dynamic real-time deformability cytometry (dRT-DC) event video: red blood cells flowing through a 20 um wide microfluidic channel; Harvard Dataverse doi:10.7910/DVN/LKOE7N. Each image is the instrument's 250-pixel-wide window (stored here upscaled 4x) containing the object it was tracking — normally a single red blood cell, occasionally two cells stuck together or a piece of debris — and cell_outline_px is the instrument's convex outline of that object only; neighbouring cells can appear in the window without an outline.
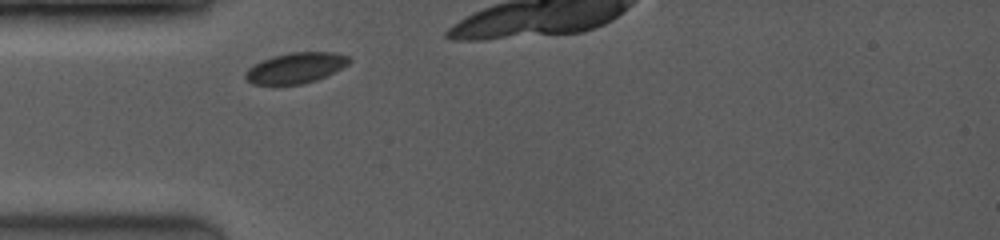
{"species": "common noctule bat (a hibernating species)", "species_latin": "Nyctalus noctula", "temperature_condition": "room temperature", "stored_images_in_passage": 3, "camera_frame_rate_fps": 3500, "um_per_image_px": 0.085, "animal": {"sex": "female", "body_mass_g": 19.0, "forearm_length_mm": 53.3}, "frame": {"image": 1, "passage_image": 1, "time_ms": 0.0, "image_size_px": [1000, 240], "cell_outline_px": [[352, 60], [348, 64], [316, 80], [304, 84], [252, 84], [244, 76], [244, 72], [248, 68], [272, 56], [288, 52], [332, 52], [348, 56]], "centroid_in_image_um": [25.12, 5.76], "position_along_channel_um": 59.9, "area_um2": 18.26}}
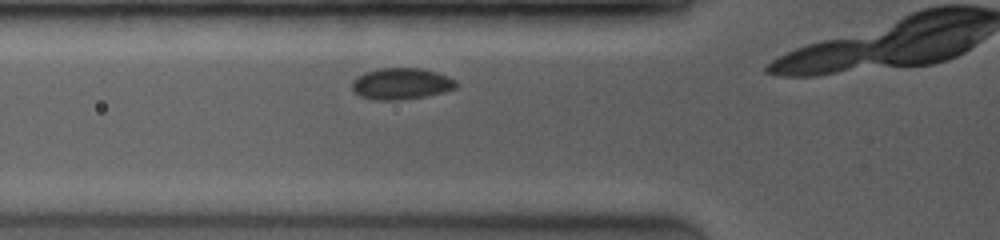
{"frame": {"image": 2, "passage_image": 2, "time_ms": 0.857, "image_size_px": [1000, 240], "cell_outline_px": [[456, 88], [444, 92], [424, 96], [396, 100], [376, 100], [360, 96], [352, 88], [352, 80], [356, 76], [364, 72], [376, 68], [420, 68], [436, 72], [448, 76], [456, 80]], "centroid_in_image_um": [34.08, 7.1], "position_along_channel_um": 91.7, "area_um2": 19.07}}